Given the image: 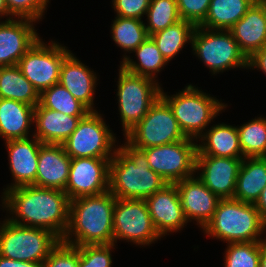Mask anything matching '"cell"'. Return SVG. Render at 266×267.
Instances as JSON below:
<instances>
[{
  "label": "cell",
  "mask_w": 266,
  "mask_h": 267,
  "mask_svg": "<svg viewBox=\"0 0 266 267\" xmlns=\"http://www.w3.org/2000/svg\"><path fill=\"white\" fill-rule=\"evenodd\" d=\"M2 206L13 214L8 220L22 226L47 229L60 240L69 222L70 199L65 191L35 185L6 190Z\"/></svg>",
  "instance_id": "cell-1"
},
{
  "label": "cell",
  "mask_w": 266,
  "mask_h": 267,
  "mask_svg": "<svg viewBox=\"0 0 266 267\" xmlns=\"http://www.w3.org/2000/svg\"><path fill=\"white\" fill-rule=\"evenodd\" d=\"M115 201L110 191L70 200L68 227L61 241L76 247L113 244Z\"/></svg>",
  "instance_id": "cell-2"
},
{
  "label": "cell",
  "mask_w": 266,
  "mask_h": 267,
  "mask_svg": "<svg viewBox=\"0 0 266 267\" xmlns=\"http://www.w3.org/2000/svg\"><path fill=\"white\" fill-rule=\"evenodd\" d=\"M167 184L150 169L141 149L127 141L116 149L109 163V191L116 198L146 200Z\"/></svg>",
  "instance_id": "cell-3"
},
{
  "label": "cell",
  "mask_w": 266,
  "mask_h": 267,
  "mask_svg": "<svg viewBox=\"0 0 266 267\" xmlns=\"http://www.w3.org/2000/svg\"><path fill=\"white\" fill-rule=\"evenodd\" d=\"M266 221L252 203L221 199L204 234L228 243L261 241Z\"/></svg>",
  "instance_id": "cell-4"
},
{
  "label": "cell",
  "mask_w": 266,
  "mask_h": 267,
  "mask_svg": "<svg viewBox=\"0 0 266 267\" xmlns=\"http://www.w3.org/2000/svg\"><path fill=\"white\" fill-rule=\"evenodd\" d=\"M161 97L171 107L184 135L197 140L219 112L227 107L191 84L172 96H168L161 89Z\"/></svg>",
  "instance_id": "cell-5"
},
{
  "label": "cell",
  "mask_w": 266,
  "mask_h": 267,
  "mask_svg": "<svg viewBox=\"0 0 266 267\" xmlns=\"http://www.w3.org/2000/svg\"><path fill=\"white\" fill-rule=\"evenodd\" d=\"M59 242L47 229L18 225L7 218L0 225V255L8 259L43 263Z\"/></svg>",
  "instance_id": "cell-6"
},
{
  "label": "cell",
  "mask_w": 266,
  "mask_h": 267,
  "mask_svg": "<svg viewBox=\"0 0 266 267\" xmlns=\"http://www.w3.org/2000/svg\"><path fill=\"white\" fill-rule=\"evenodd\" d=\"M156 81L132 74L120 66L117 96L124 136L146 116L161 96L162 87Z\"/></svg>",
  "instance_id": "cell-7"
},
{
  "label": "cell",
  "mask_w": 266,
  "mask_h": 267,
  "mask_svg": "<svg viewBox=\"0 0 266 267\" xmlns=\"http://www.w3.org/2000/svg\"><path fill=\"white\" fill-rule=\"evenodd\" d=\"M194 54L218 74L231 68H247V58L229 30H211L196 26L190 42Z\"/></svg>",
  "instance_id": "cell-8"
},
{
  "label": "cell",
  "mask_w": 266,
  "mask_h": 267,
  "mask_svg": "<svg viewBox=\"0 0 266 267\" xmlns=\"http://www.w3.org/2000/svg\"><path fill=\"white\" fill-rule=\"evenodd\" d=\"M108 127L98 111H90L62 144L65 152L71 159L112 158L117 140Z\"/></svg>",
  "instance_id": "cell-9"
},
{
  "label": "cell",
  "mask_w": 266,
  "mask_h": 267,
  "mask_svg": "<svg viewBox=\"0 0 266 267\" xmlns=\"http://www.w3.org/2000/svg\"><path fill=\"white\" fill-rule=\"evenodd\" d=\"M137 149L171 144L187 139L169 104L160 96L146 116L125 136Z\"/></svg>",
  "instance_id": "cell-10"
},
{
  "label": "cell",
  "mask_w": 266,
  "mask_h": 267,
  "mask_svg": "<svg viewBox=\"0 0 266 267\" xmlns=\"http://www.w3.org/2000/svg\"><path fill=\"white\" fill-rule=\"evenodd\" d=\"M51 42L46 44L39 38L17 64L39 94L59 82L62 62L71 53L58 42Z\"/></svg>",
  "instance_id": "cell-11"
},
{
  "label": "cell",
  "mask_w": 266,
  "mask_h": 267,
  "mask_svg": "<svg viewBox=\"0 0 266 267\" xmlns=\"http://www.w3.org/2000/svg\"><path fill=\"white\" fill-rule=\"evenodd\" d=\"M141 150L147 157L150 169L168 184H174L195 175L197 143L194 139L187 138Z\"/></svg>",
  "instance_id": "cell-12"
},
{
  "label": "cell",
  "mask_w": 266,
  "mask_h": 267,
  "mask_svg": "<svg viewBox=\"0 0 266 267\" xmlns=\"http://www.w3.org/2000/svg\"><path fill=\"white\" fill-rule=\"evenodd\" d=\"M113 237L136 245H150L160 235L156 231L145 200L116 198L113 210Z\"/></svg>",
  "instance_id": "cell-13"
},
{
  "label": "cell",
  "mask_w": 266,
  "mask_h": 267,
  "mask_svg": "<svg viewBox=\"0 0 266 267\" xmlns=\"http://www.w3.org/2000/svg\"><path fill=\"white\" fill-rule=\"evenodd\" d=\"M112 158H73L65 192L70 200L109 191V163Z\"/></svg>",
  "instance_id": "cell-14"
},
{
  "label": "cell",
  "mask_w": 266,
  "mask_h": 267,
  "mask_svg": "<svg viewBox=\"0 0 266 267\" xmlns=\"http://www.w3.org/2000/svg\"><path fill=\"white\" fill-rule=\"evenodd\" d=\"M243 158L196 156L195 172L204 185L220 199H233Z\"/></svg>",
  "instance_id": "cell-15"
},
{
  "label": "cell",
  "mask_w": 266,
  "mask_h": 267,
  "mask_svg": "<svg viewBox=\"0 0 266 267\" xmlns=\"http://www.w3.org/2000/svg\"><path fill=\"white\" fill-rule=\"evenodd\" d=\"M7 18L0 22V67L17 65L19 60L40 38L27 18ZM34 22V23H33Z\"/></svg>",
  "instance_id": "cell-16"
},
{
  "label": "cell",
  "mask_w": 266,
  "mask_h": 267,
  "mask_svg": "<svg viewBox=\"0 0 266 267\" xmlns=\"http://www.w3.org/2000/svg\"><path fill=\"white\" fill-rule=\"evenodd\" d=\"M177 187L184 216L187 222L194 219L200 228H204L212 219L221 200L195 176L174 183Z\"/></svg>",
  "instance_id": "cell-17"
},
{
  "label": "cell",
  "mask_w": 266,
  "mask_h": 267,
  "mask_svg": "<svg viewBox=\"0 0 266 267\" xmlns=\"http://www.w3.org/2000/svg\"><path fill=\"white\" fill-rule=\"evenodd\" d=\"M152 223L160 235L173 233L186 226L181 200L175 184H167L146 200Z\"/></svg>",
  "instance_id": "cell-18"
},
{
  "label": "cell",
  "mask_w": 266,
  "mask_h": 267,
  "mask_svg": "<svg viewBox=\"0 0 266 267\" xmlns=\"http://www.w3.org/2000/svg\"><path fill=\"white\" fill-rule=\"evenodd\" d=\"M31 137V140L26 138L6 141L10 171L15 182L3 190L27 185L36 186L39 148L43 143L35 136Z\"/></svg>",
  "instance_id": "cell-19"
},
{
  "label": "cell",
  "mask_w": 266,
  "mask_h": 267,
  "mask_svg": "<svg viewBox=\"0 0 266 267\" xmlns=\"http://www.w3.org/2000/svg\"><path fill=\"white\" fill-rule=\"evenodd\" d=\"M71 158L62 144H42L39 148L36 186L65 191Z\"/></svg>",
  "instance_id": "cell-20"
},
{
  "label": "cell",
  "mask_w": 266,
  "mask_h": 267,
  "mask_svg": "<svg viewBox=\"0 0 266 267\" xmlns=\"http://www.w3.org/2000/svg\"><path fill=\"white\" fill-rule=\"evenodd\" d=\"M96 79V73L70 53L62 62L58 83L90 111H96L93 109Z\"/></svg>",
  "instance_id": "cell-21"
},
{
  "label": "cell",
  "mask_w": 266,
  "mask_h": 267,
  "mask_svg": "<svg viewBox=\"0 0 266 267\" xmlns=\"http://www.w3.org/2000/svg\"><path fill=\"white\" fill-rule=\"evenodd\" d=\"M229 31L247 59L256 51L264 48L266 46V19L261 6L255 1Z\"/></svg>",
  "instance_id": "cell-22"
},
{
  "label": "cell",
  "mask_w": 266,
  "mask_h": 267,
  "mask_svg": "<svg viewBox=\"0 0 266 267\" xmlns=\"http://www.w3.org/2000/svg\"><path fill=\"white\" fill-rule=\"evenodd\" d=\"M84 117L68 116L58 111L44 108L40 103L35 106V136L43 144H63L76 130Z\"/></svg>",
  "instance_id": "cell-23"
},
{
  "label": "cell",
  "mask_w": 266,
  "mask_h": 267,
  "mask_svg": "<svg viewBox=\"0 0 266 267\" xmlns=\"http://www.w3.org/2000/svg\"><path fill=\"white\" fill-rule=\"evenodd\" d=\"M205 132L198 138L202 144H197L196 156L244 158L236 126L219 123Z\"/></svg>",
  "instance_id": "cell-24"
},
{
  "label": "cell",
  "mask_w": 266,
  "mask_h": 267,
  "mask_svg": "<svg viewBox=\"0 0 266 267\" xmlns=\"http://www.w3.org/2000/svg\"><path fill=\"white\" fill-rule=\"evenodd\" d=\"M34 110V106L23 102L0 98V137L5 142L28 138Z\"/></svg>",
  "instance_id": "cell-25"
},
{
  "label": "cell",
  "mask_w": 266,
  "mask_h": 267,
  "mask_svg": "<svg viewBox=\"0 0 266 267\" xmlns=\"http://www.w3.org/2000/svg\"><path fill=\"white\" fill-rule=\"evenodd\" d=\"M266 186V157H244L233 199L255 204Z\"/></svg>",
  "instance_id": "cell-26"
},
{
  "label": "cell",
  "mask_w": 266,
  "mask_h": 267,
  "mask_svg": "<svg viewBox=\"0 0 266 267\" xmlns=\"http://www.w3.org/2000/svg\"><path fill=\"white\" fill-rule=\"evenodd\" d=\"M0 98L34 107L40 102V94L17 65L0 67Z\"/></svg>",
  "instance_id": "cell-27"
},
{
  "label": "cell",
  "mask_w": 266,
  "mask_h": 267,
  "mask_svg": "<svg viewBox=\"0 0 266 267\" xmlns=\"http://www.w3.org/2000/svg\"><path fill=\"white\" fill-rule=\"evenodd\" d=\"M256 0H211L200 27L211 30H229L238 22Z\"/></svg>",
  "instance_id": "cell-28"
},
{
  "label": "cell",
  "mask_w": 266,
  "mask_h": 267,
  "mask_svg": "<svg viewBox=\"0 0 266 267\" xmlns=\"http://www.w3.org/2000/svg\"><path fill=\"white\" fill-rule=\"evenodd\" d=\"M133 52L137 56L138 63L127 55L123 56V61L120 63L121 67L132 74L156 80L157 73L161 72L160 69L169 63L151 37H148Z\"/></svg>",
  "instance_id": "cell-29"
},
{
  "label": "cell",
  "mask_w": 266,
  "mask_h": 267,
  "mask_svg": "<svg viewBox=\"0 0 266 267\" xmlns=\"http://www.w3.org/2000/svg\"><path fill=\"white\" fill-rule=\"evenodd\" d=\"M194 29L195 26L192 23L180 20L178 23L152 34L150 37L169 62L180 53L186 43L191 42Z\"/></svg>",
  "instance_id": "cell-30"
},
{
  "label": "cell",
  "mask_w": 266,
  "mask_h": 267,
  "mask_svg": "<svg viewBox=\"0 0 266 267\" xmlns=\"http://www.w3.org/2000/svg\"><path fill=\"white\" fill-rule=\"evenodd\" d=\"M44 108L61 112L68 116L85 117L90 110L77 100L59 83L44 90L40 94V102Z\"/></svg>",
  "instance_id": "cell-31"
},
{
  "label": "cell",
  "mask_w": 266,
  "mask_h": 267,
  "mask_svg": "<svg viewBox=\"0 0 266 267\" xmlns=\"http://www.w3.org/2000/svg\"><path fill=\"white\" fill-rule=\"evenodd\" d=\"M144 24L143 20L116 16L111 24L113 41L124 51L132 53L149 37Z\"/></svg>",
  "instance_id": "cell-32"
},
{
  "label": "cell",
  "mask_w": 266,
  "mask_h": 267,
  "mask_svg": "<svg viewBox=\"0 0 266 267\" xmlns=\"http://www.w3.org/2000/svg\"><path fill=\"white\" fill-rule=\"evenodd\" d=\"M237 129L244 157H266V118L249 120Z\"/></svg>",
  "instance_id": "cell-33"
},
{
  "label": "cell",
  "mask_w": 266,
  "mask_h": 267,
  "mask_svg": "<svg viewBox=\"0 0 266 267\" xmlns=\"http://www.w3.org/2000/svg\"><path fill=\"white\" fill-rule=\"evenodd\" d=\"M146 16L148 23L144 25L149 37L181 20L177 0H151Z\"/></svg>",
  "instance_id": "cell-34"
},
{
  "label": "cell",
  "mask_w": 266,
  "mask_h": 267,
  "mask_svg": "<svg viewBox=\"0 0 266 267\" xmlns=\"http://www.w3.org/2000/svg\"><path fill=\"white\" fill-rule=\"evenodd\" d=\"M225 267H259L261 241L228 243Z\"/></svg>",
  "instance_id": "cell-35"
},
{
  "label": "cell",
  "mask_w": 266,
  "mask_h": 267,
  "mask_svg": "<svg viewBox=\"0 0 266 267\" xmlns=\"http://www.w3.org/2000/svg\"><path fill=\"white\" fill-rule=\"evenodd\" d=\"M115 244L79 246L78 267H111Z\"/></svg>",
  "instance_id": "cell-36"
},
{
  "label": "cell",
  "mask_w": 266,
  "mask_h": 267,
  "mask_svg": "<svg viewBox=\"0 0 266 267\" xmlns=\"http://www.w3.org/2000/svg\"><path fill=\"white\" fill-rule=\"evenodd\" d=\"M8 13L14 18L42 19L49 0H5Z\"/></svg>",
  "instance_id": "cell-37"
},
{
  "label": "cell",
  "mask_w": 266,
  "mask_h": 267,
  "mask_svg": "<svg viewBox=\"0 0 266 267\" xmlns=\"http://www.w3.org/2000/svg\"><path fill=\"white\" fill-rule=\"evenodd\" d=\"M79 247L60 242L43 261V267H78Z\"/></svg>",
  "instance_id": "cell-38"
},
{
  "label": "cell",
  "mask_w": 266,
  "mask_h": 267,
  "mask_svg": "<svg viewBox=\"0 0 266 267\" xmlns=\"http://www.w3.org/2000/svg\"><path fill=\"white\" fill-rule=\"evenodd\" d=\"M211 0H177L178 13L181 20L200 26L207 15Z\"/></svg>",
  "instance_id": "cell-39"
},
{
  "label": "cell",
  "mask_w": 266,
  "mask_h": 267,
  "mask_svg": "<svg viewBox=\"0 0 266 267\" xmlns=\"http://www.w3.org/2000/svg\"><path fill=\"white\" fill-rule=\"evenodd\" d=\"M151 0H112L116 16L141 20L149 8Z\"/></svg>",
  "instance_id": "cell-40"
},
{
  "label": "cell",
  "mask_w": 266,
  "mask_h": 267,
  "mask_svg": "<svg viewBox=\"0 0 266 267\" xmlns=\"http://www.w3.org/2000/svg\"><path fill=\"white\" fill-rule=\"evenodd\" d=\"M258 68L266 74V46L255 53H253L247 59V68Z\"/></svg>",
  "instance_id": "cell-41"
},
{
  "label": "cell",
  "mask_w": 266,
  "mask_h": 267,
  "mask_svg": "<svg viewBox=\"0 0 266 267\" xmlns=\"http://www.w3.org/2000/svg\"><path fill=\"white\" fill-rule=\"evenodd\" d=\"M0 267H43V263L13 260L0 255Z\"/></svg>",
  "instance_id": "cell-42"
},
{
  "label": "cell",
  "mask_w": 266,
  "mask_h": 267,
  "mask_svg": "<svg viewBox=\"0 0 266 267\" xmlns=\"http://www.w3.org/2000/svg\"><path fill=\"white\" fill-rule=\"evenodd\" d=\"M260 216L266 221V186L262 190L259 199L254 204Z\"/></svg>",
  "instance_id": "cell-43"
},
{
  "label": "cell",
  "mask_w": 266,
  "mask_h": 267,
  "mask_svg": "<svg viewBox=\"0 0 266 267\" xmlns=\"http://www.w3.org/2000/svg\"><path fill=\"white\" fill-rule=\"evenodd\" d=\"M259 267H266V238L261 240V253Z\"/></svg>",
  "instance_id": "cell-44"
},
{
  "label": "cell",
  "mask_w": 266,
  "mask_h": 267,
  "mask_svg": "<svg viewBox=\"0 0 266 267\" xmlns=\"http://www.w3.org/2000/svg\"><path fill=\"white\" fill-rule=\"evenodd\" d=\"M4 16H9V19L13 18L11 15L8 13V8L6 6L5 0H0V18H3Z\"/></svg>",
  "instance_id": "cell-45"
},
{
  "label": "cell",
  "mask_w": 266,
  "mask_h": 267,
  "mask_svg": "<svg viewBox=\"0 0 266 267\" xmlns=\"http://www.w3.org/2000/svg\"><path fill=\"white\" fill-rule=\"evenodd\" d=\"M256 2L261 6L266 19V0H256Z\"/></svg>",
  "instance_id": "cell-46"
}]
</instances>
